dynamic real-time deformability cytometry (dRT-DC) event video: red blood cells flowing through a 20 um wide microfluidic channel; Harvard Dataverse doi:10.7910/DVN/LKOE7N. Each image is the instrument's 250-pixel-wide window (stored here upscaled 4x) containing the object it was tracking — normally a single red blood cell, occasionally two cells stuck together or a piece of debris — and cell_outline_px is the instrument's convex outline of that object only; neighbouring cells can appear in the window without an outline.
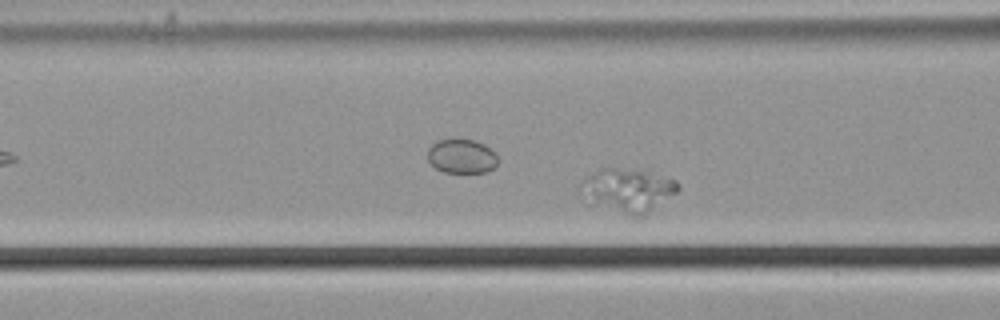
{"species": "common noctule bat (a hibernating species)", "species_latin": "Nyctalus noctula", "temperature_condition": "cold", "stored_images_in_passage": 46, "segment_of_instrument_passage": [1, 2], "camera_frame_rate_fps": 3000, "um_per_image_px": 0.085, "animal": {"sex": "male", "body_mass_g": 21.5, "forearm_length_mm": 52.0}, "frame": {"image": 1, "passage_image": 12, "time_ms": 3.667, "image_size_px": [1000, 320], "cell_outline_px": [[680, 188], [676, 192], [644, 216], [632, 216], [588, 204], [580, 184], [580, 180], [600, 168], [616, 168], [644, 172], [676, 180], [680, 184]], "centroid_in_image_um": [53.32, 16.19], "position_along_channel_um": 113.3, "area_um2": 24.45}}
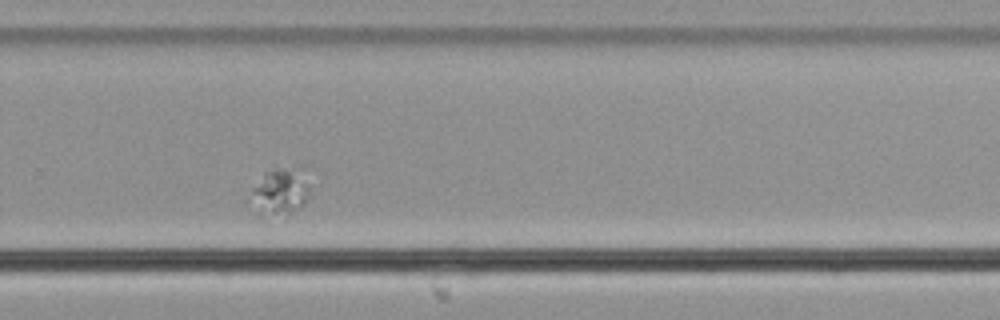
{"frame": {"image": 2, "passage_image": 29, "time_ms": 9.333, "image_size_px": [1000, 320], "cell_outline_px": [[308, 196], [304, 204], [284, 220], [260, 220], [256, 216], [252, 192], [252, 188], [264, 172], [288, 172], [304, 184], [308, 188]], "centroid_in_image_um": [23.64, 16.64], "position_along_channel_um": 306.2, "area_um2": 15.37}}
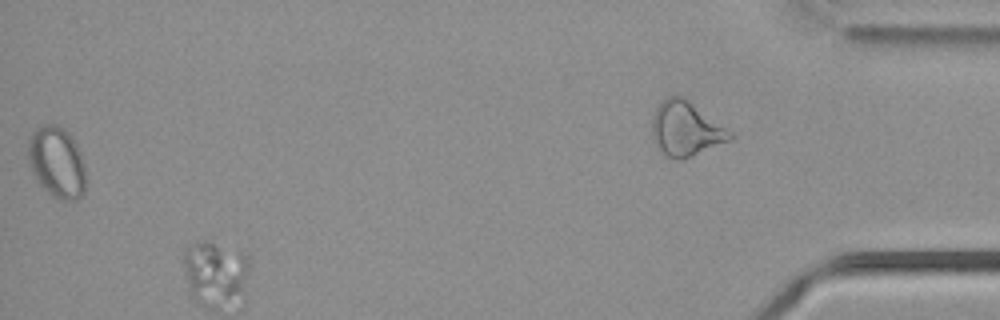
{"frame": {"image": 3, "passage_image": 45, "time_ms": 14.667, "image_size_px": [1000, 320], "cell_outline_px": [[84, 192], [76, 200], [64, 200], [52, 196], [36, 180], [32, 172], [28, 160], [28, 140], [32, 132], [36, 128], [44, 124], [56, 124], [64, 128], [68, 132], [76, 144], [80, 152], [84, 164]], "centroid_in_image_um": [4.8, 13.77], "position_along_channel_um": 430.4, "area_um2": 23.87}}